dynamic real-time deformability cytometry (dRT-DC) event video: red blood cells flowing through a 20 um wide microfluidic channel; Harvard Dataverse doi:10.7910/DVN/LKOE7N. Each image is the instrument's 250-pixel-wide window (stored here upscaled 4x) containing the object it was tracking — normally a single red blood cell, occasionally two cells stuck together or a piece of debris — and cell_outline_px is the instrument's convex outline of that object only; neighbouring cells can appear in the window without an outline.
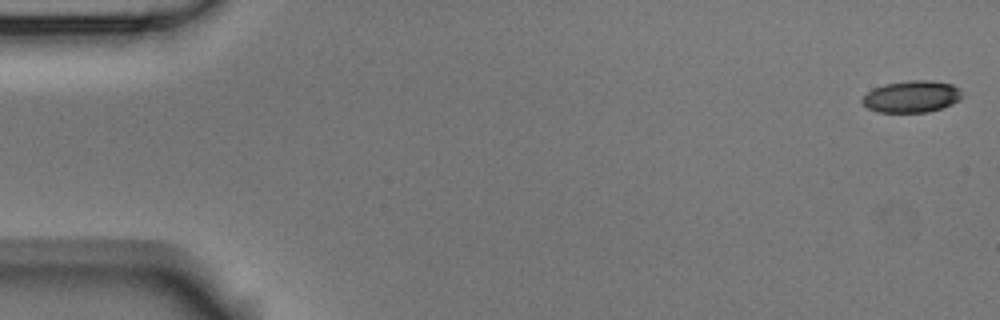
{"species": "Egyptian fruit bat (a non-hibernating species)", "species_latin": "Rousettus aegyptiacus", "temperature_condition": "room temperature", "stored_images_in_passage": 10, "camera_frame_rate_fps": 3000, "um_per_image_px": 0.085, "animal": {"sex": "male"}, "frame": {"image": 1, "passage_image": 1, "time_ms": 0.0, "image_size_px": [1000, 320], "cell_outline_px": [[960, 100], [952, 104], [928, 112], [876, 112], [868, 108], [860, 100], [872, 88], [884, 84], [908, 80], [928, 80], [952, 84], [960, 88]], "centroid_in_image_um": [77.47, 8.2], "position_along_channel_um": 7.5, "area_um2": 18.5}}
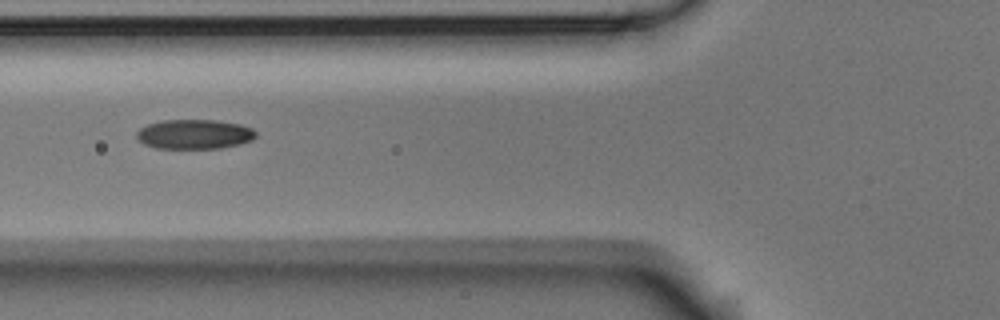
{"frame": {"image": 2, "passage_image": 6, "time_ms": 6.667, "image_size_px": [1000, 320], "cell_outline_px": [[256, 136], [252, 140], [240, 144], [220, 148], [156, 148], [144, 144], [136, 136], [136, 132], [140, 128], [148, 124], [164, 120], [216, 120], [240, 124], [252, 128], [256, 132]], "centroid_in_image_um": [16.53, 11.4], "position_along_channel_um": 109.3, "area_um2": 20.52}}
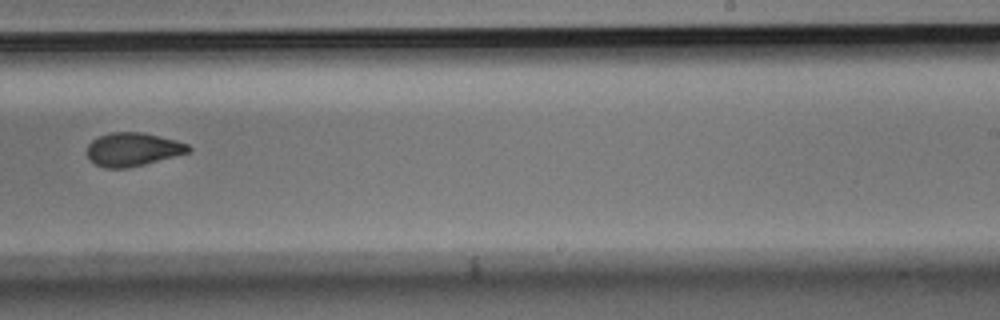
{"frame": {"image": 3, "passage_image": 10, "time_ms": 11.333, "image_size_px": [1000, 320], "cell_outline_px": [[192, 148], [188, 152], [144, 164], [128, 168], [104, 168], [96, 164], [88, 156], [88, 144], [92, 140], [100, 136], [112, 132], [144, 132], [176, 140], [188, 144]], "centroid_in_image_um": [11.29, 12.69], "position_along_channel_um": 277.7, "area_um2": 19.54}}